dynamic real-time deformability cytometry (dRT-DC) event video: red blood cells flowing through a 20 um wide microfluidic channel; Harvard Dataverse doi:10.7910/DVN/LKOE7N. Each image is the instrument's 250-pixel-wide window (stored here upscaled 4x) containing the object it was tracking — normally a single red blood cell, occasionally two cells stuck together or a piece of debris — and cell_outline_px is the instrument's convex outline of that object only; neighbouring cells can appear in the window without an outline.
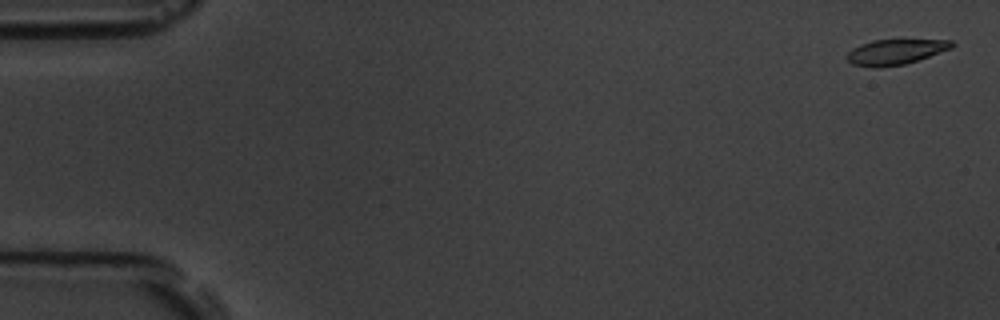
{"species": "common noctule bat (a hibernating species)", "species_latin": "Nyctalus noctula", "temperature_condition": "room temperature", "stored_images_in_passage": 15, "camera_frame_rate_fps": 3000, "um_per_image_px": 0.085, "animal": {"sex": "male", "body_mass_g": 19.5, "forearm_length_mm": 54.6}, "frame": {"image": 1, "passage_image": 1, "time_ms": 0.0, "image_size_px": [1000, 320], "cell_outline_px": [[956, 44], [952, 48], [904, 64], [880, 68], [872, 68], [852, 64], [848, 60], [848, 52], [852, 48], [860, 44], [872, 40], [952, 40]], "centroid_in_image_um": [76.09, 4.41], "position_along_channel_um": 8.9, "area_um2": 15.37}}
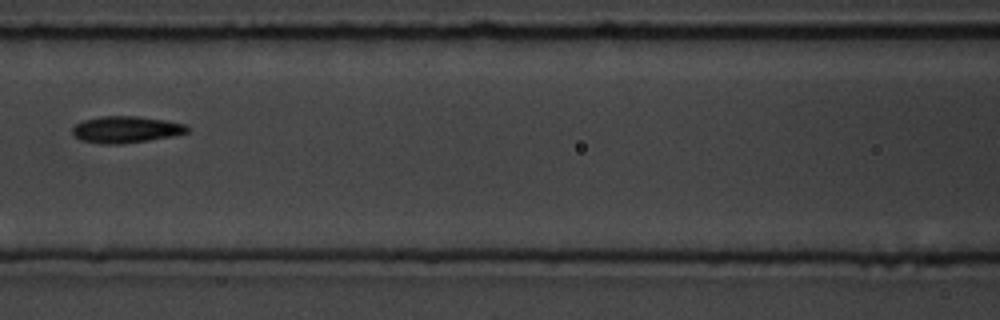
{"frame": {"image": 2, "passage_image": 7, "time_ms": 8.0, "image_size_px": [1000, 320], "cell_outline_px": [[192, 128], [188, 132], [172, 136], [124, 144], [104, 144], [80, 140], [72, 132], [72, 128], [76, 124], [84, 120], [100, 116], [136, 116], [164, 120], [184, 124]], "centroid_in_image_um": [10.72, 11.01], "position_along_channel_um": 155.9, "area_um2": 17.8}}
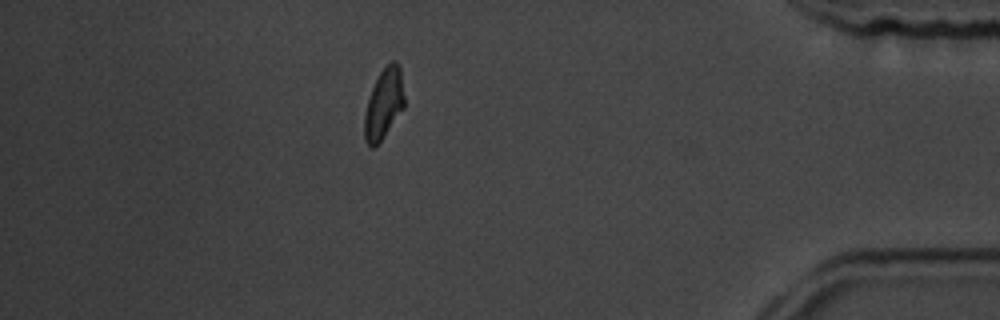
{"frame": {"image": 3, "passage_image": 14, "time_ms": 16.0, "image_size_px": [1000, 320], "cell_outline_px": [[404, 108], [384, 136], [372, 148], [368, 148], [364, 140], [364, 112], [372, 88], [380, 72], [392, 60], [396, 60], [400, 68], [404, 96]], "centroid_in_image_um": [32.61, 8.85], "position_along_channel_um": 402.6, "area_um2": 16.3}, "authors_computed_cell_mechanics": {"area_um2": 16.6464, "velocity_mm_per_s": 3.6255, "shape_relaxation_time_tau1_ms": 3.7718, "shape_relaxation_time_tau2_ms": 2.7743, "deformation_change_tau1": 0.1207, "deformation_change_tau2": 0.0609}}